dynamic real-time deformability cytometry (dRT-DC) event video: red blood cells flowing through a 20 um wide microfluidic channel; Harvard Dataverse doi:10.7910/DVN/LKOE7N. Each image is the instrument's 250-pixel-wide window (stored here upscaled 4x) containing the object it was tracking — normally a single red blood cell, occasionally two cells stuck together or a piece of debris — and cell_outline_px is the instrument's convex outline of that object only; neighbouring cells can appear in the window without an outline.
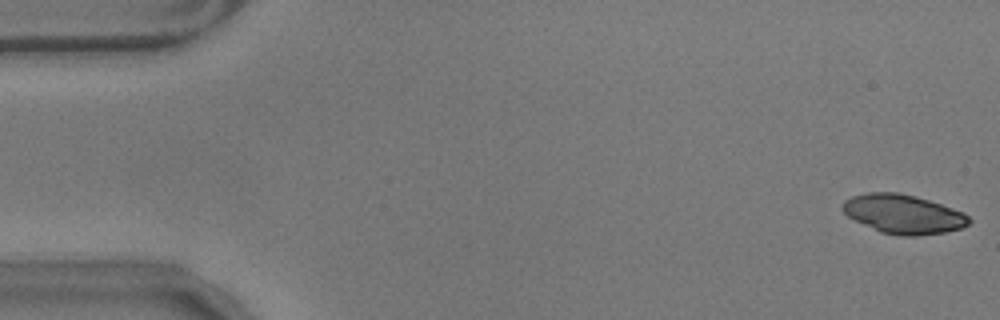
{"species": "common noctule bat (a hibernating species)", "species_latin": "Nyctalus noctula", "temperature_condition": "warm", "stored_images_in_passage": 13, "camera_frame_rate_fps": 3000, "um_per_image_px": 0.085, "animal": {"sex": "male", "body_mass_g": 17.9}, "frame": {"image": 1, "passage_image": 1, "time_ms": 0.0, "image_size_px": [1000, 320], "cell_outline_px": [[972, 220], [968, 224], [960, 228], [944, 232], [916, 236], [900, 236], [880, 232], [848, 216], [840, 208], [844, 200], [852, 196], [868, 192], [900, 192], [916, 196], [964, 212]], "centroid_in_image_um": [76.77, 18.19], "position_along_channel_um": 8.2, "area_um2": 28.73}}